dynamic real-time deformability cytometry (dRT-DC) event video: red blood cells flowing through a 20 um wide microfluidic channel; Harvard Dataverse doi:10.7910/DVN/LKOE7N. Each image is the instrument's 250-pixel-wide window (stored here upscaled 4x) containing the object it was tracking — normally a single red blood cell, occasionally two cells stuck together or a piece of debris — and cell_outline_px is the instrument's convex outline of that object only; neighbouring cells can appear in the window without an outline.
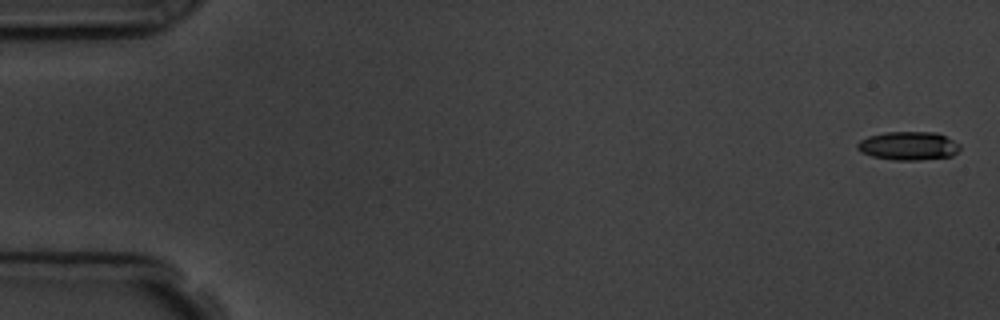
{"species": "common noctule bat (a hibernating species)", "species_latin": "Nyctalus noctula", "temperature_condition": "room temperature", "stored_images_in_passage": 6, "camera_frame_rate_fps": 3000, "um_per_image_px": 0.085, "animal": {"sex": "male", "body_mass_g": 19.5, "forearm_length_mm": 54.6}, "frame": {"image": 1, "passage_image": 1, "time_ms": 0.0, "image_size_px": [1000, 320], "cell_outline_px": [[960, 148], [952, 156], [920, 160], [896, 160], [872, 156], [860, 152], [856, 148], [856, 144], [860, 140], [868, 136], [884, 132], [936, 132], [960, 144]], "centroid_in_image_um": [77.18, 12.39], "position_along_channel_um": 7.8, "area_um2": 17.05}}
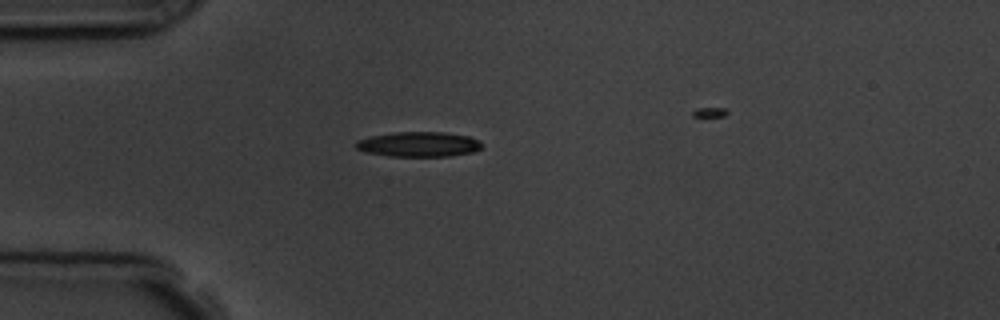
{"frame": {"image": 2, "passage_image": 5, "time_ms": 4.667, "image_size_px": [1000, 320], "cell_outline_px": [[484, 144], [480, 148], [472, 152], [448, 156], [388, 156], [364, 152], [356, 148], [356, 140], [372, 136], [392, 132], [444, 132], [468, 136], [480, 140]], "centroid_in_image_um": [35.59, 12.26], "position_along_channel_um": 49.4, "area_um2": 18.38}}